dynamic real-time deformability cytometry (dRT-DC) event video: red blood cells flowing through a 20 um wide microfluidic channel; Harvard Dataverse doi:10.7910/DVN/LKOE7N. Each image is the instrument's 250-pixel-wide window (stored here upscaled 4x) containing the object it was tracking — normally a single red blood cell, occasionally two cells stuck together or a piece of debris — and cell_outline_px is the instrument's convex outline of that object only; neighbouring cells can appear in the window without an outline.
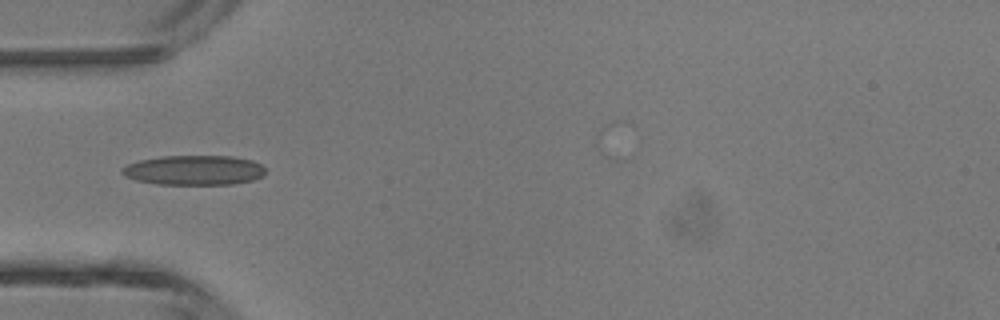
{"species": "common noctule bat (a hibernating species)", "species_latin": "Nyctalus noctula", "temperature_condition": "room temperature", "stored_images_in_passage": 6, "camera_frame_rate_fps": 3000, "um_per_image_px": 0.085, "animal": {"sex": "male", "body_mass_g": 13.3}, "frame": {"image": 1, "passage_image": 6, "time_ms": 6.667, "image_size_px": [1000, 320], "cell_outline_px": [[264, 176], [252, 180], [232, 184], [156, 184], [136, 180], [124, 176], [120, 172], [120, 168], [128, 164], [140, 160], [160, 156], [232, 156], [252, 160], [260, 164], [264, 168]], "centroid_in_image_um": [16.46, 14.46], "position_along_channel_um": 68.5, "area_um2": 24.91}}